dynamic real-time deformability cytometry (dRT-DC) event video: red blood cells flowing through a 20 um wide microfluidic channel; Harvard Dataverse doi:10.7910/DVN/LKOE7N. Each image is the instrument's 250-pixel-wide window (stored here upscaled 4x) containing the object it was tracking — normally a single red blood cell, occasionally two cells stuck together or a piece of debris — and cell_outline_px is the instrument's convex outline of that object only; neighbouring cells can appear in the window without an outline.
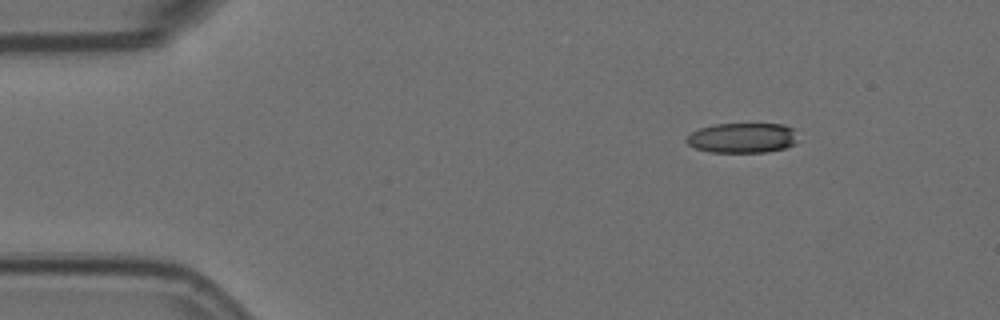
{"species": "Egyptian fruit bat (a non-hibernating species)", "species_latin": "Rousettus aegyptiacus", "temperature_condition": "room temperature", "stored_images_in_passage": 7, "camera_frame_rate_fps": 3000, "um_per_image_px": 0.085, "animal": {"sex": "female"}, "frame": {"image": 1, "passage_image": 1, "time_ms": 0.0, "image_size_px": [1000, 320], "cell_outline_px": [[796, 144], [784, 148], [764, 152], [712, 152], [696, 148], [688, 144], [684, 140], [692, 132], [700, 128], [716, 124], [784, 124], [792, 128], [796, 140]], "centroid_in_image_um": [63.09, 11.72], "position_along_channel_um": 21.9, "area_um2": 19.31}}
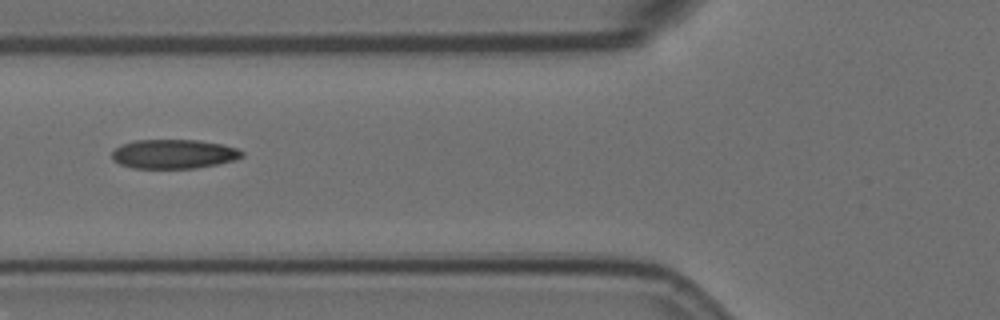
{"frame": {"image": 2, "passage_image": 5, "time_ms": 1.333, "image_size_px": [1000, 320], "cell_outline_px": [[244, 156], [232, 160], [216, 164], [196, 168], [132, 168], [120, 164], [112, 160], [112, 152], [120, 144], [136, 140], [200, 140], [220, 144], [236, 148], [244, 152]], "centroid_in_image_um": [14.73, 13.09], "position_along_channel_um": 111.1, "area_um2": 22.08}}
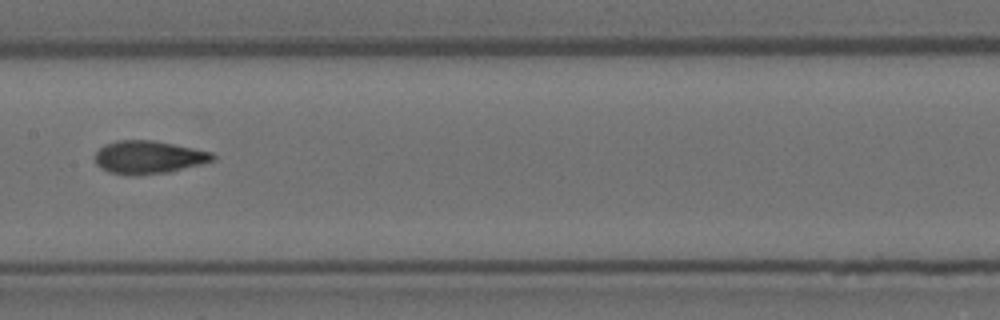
{"frame": {"image": 3, "passage_image": 7, "time_ms": 2.0, "image_size_px": [1000, 320], "cell_outline_px": [[216, 156], [212, 160], [200, 164], [168, 172], [108, 172], [100, 168], [96, 164], [96, 152], [104, 144], [116, 140], [152, 140], [212, 152]], "centroid_in_image_um": [12.61, 13.31], "position_along_channel_um": 194.8, "area_um2": 21.62}}